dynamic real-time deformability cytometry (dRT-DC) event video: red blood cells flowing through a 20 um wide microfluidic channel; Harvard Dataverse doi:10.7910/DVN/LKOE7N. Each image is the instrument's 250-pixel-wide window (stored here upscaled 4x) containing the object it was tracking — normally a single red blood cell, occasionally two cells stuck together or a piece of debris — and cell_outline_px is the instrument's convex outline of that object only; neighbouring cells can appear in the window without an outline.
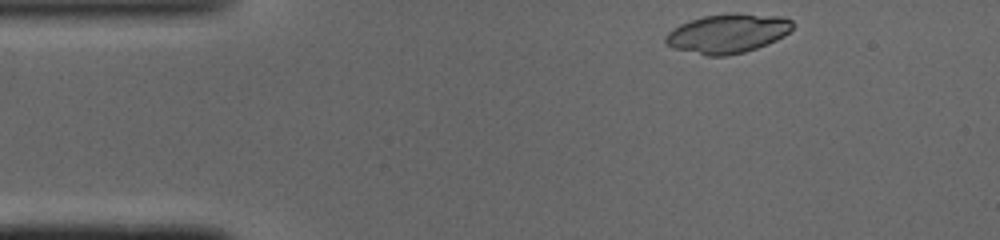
{"species": "common noctule bat (a hibernating species)", "species_latin": "Nyctalus noctula", "temperature_condition": "cold", "stored_images_in_passage": 43, "camera_frame_rate_fps": 3000, "um_per_image_px": 0.085, "animal": {"sex": "male", "body_mass_g": 19.0, "forearm_length_mm": 50.8}, "frame": {"image": 1, "passage_image": 1, "time_ms": 0.0, "image_size_px": [1000, 240], "cell_outline_px": [[792, 28], [784, 36], [768, 44], [744, 52], [724, 56], [708, 56], [672, 48], [664, 40], [664, 36], [672, 28], [680, 24], [704, 16], [732, 12], [736, 12], [780, 16], [792, 20]], "centroid_in_image_um": [61.84, 2.83], "position_along_channel_um": 23.2, "area_um2": 29.13}}
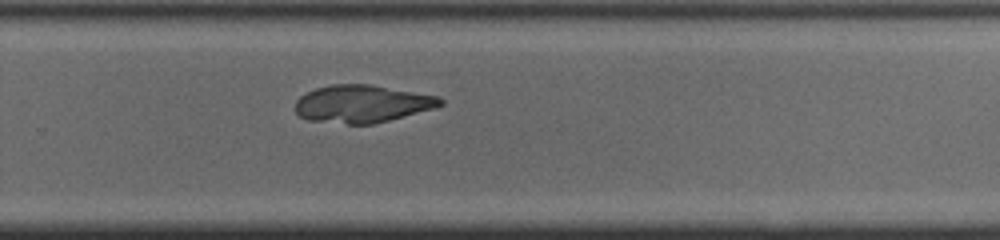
{"frame": {"image": 2, "passage_image": 26, "time_ms": 8.333, "image_size_px": [1000, 240], "cell_outline_px": [[444, 104], [436, 108], [372, 124], [348, 124], [308, 120], [300, 116], [296, 112], [296, 100], [300, 96], [316, 88], [332, 84], [368, 84], [436, 96], [444, 100]], "centroid_in_image_um": [30.77, 8.83], "position_along_channel_um": 299.0, "area_um2": 31.5}}
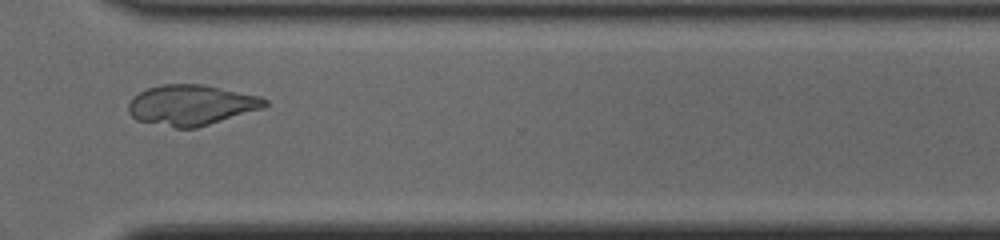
{"frame": {"image": 3, "passage_image": 30, "time_ms": 9.667, "image_size_px": [1000, 240], "cell_outline_px": [[268, 104], [264, 108], [196, 128], [176, 128], [136, 120], [128, 112], [128, 104], [132, 96], [148, 88], [164, 84], [204, 84], [260, 96], [268, 100]], "centroid_in_image_um": [16.26, 8.92], "position_along_channel_um": 354.3, "area_um2": 32.25}}